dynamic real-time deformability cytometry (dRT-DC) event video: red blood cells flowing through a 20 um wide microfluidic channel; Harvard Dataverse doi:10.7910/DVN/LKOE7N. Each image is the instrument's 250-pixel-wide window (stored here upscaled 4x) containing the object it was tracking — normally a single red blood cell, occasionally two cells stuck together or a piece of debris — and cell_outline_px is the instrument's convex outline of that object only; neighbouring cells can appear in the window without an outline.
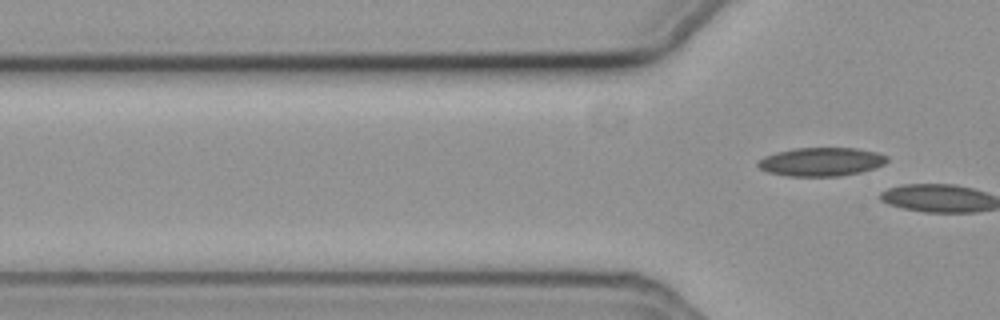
{"species": "common noctule bat (a hibernating species)", "species_latin": "Nyctalus noctula", "temperature_condition": "cold", "stored_images_in_passage": 14, "camera_frame_rate_fps": 3000, "um_per_image_px": 0.085, "animal": {"sex": "female", "body_mass_g": 19.3, "forearm_length_mm": 54.1}, "frame": {"image": 1, "passage_image": 14, "time_ms": 4.333, "image_size_px": [1000, 320], "cell_outline_px": [[888, 160], [884, 164], [876, 168], [860, 172], [840, 176], [788, 176], [768, 172], [760, 168], [756, 164], [764, 156], [776, 152], [796, 148], [856, 148], [876, 152], [888, 156]], "centroid_in_image_um": [69.82, 13.75], "position_along_channel_um": 56.0, "area_um2": 21.5}}